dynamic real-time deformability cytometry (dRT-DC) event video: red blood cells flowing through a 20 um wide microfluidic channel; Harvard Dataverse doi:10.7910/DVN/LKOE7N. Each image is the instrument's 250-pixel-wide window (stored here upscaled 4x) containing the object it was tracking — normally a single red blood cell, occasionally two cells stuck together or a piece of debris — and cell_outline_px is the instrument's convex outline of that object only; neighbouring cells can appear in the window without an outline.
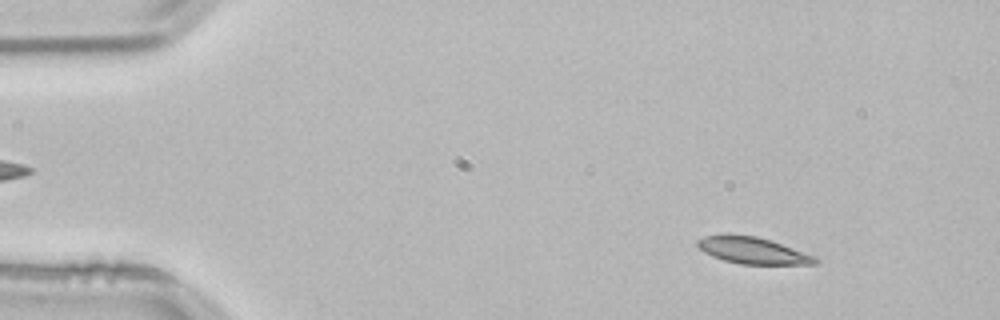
{"species": "common noctule bat (a hibernating species)", "species_latin": "Nyctalus noctula", "temperature_condition": "room temperature", "stored_images_in_passage": 53, "camera_frame_rate_fps": 3000, "um_per_image_px": 0.085, "animal": {"sex": "male", "body_mass_g": 21.5, "forearm_length_mm": 52.0}, "frame": {"image": 1, "passage_image": 6, "time_ms": 1.667, "image_size_px": [1000, 320], "cell_outline_px": [[820, 260], [816, 264], [740, 264], [724, 260], [712, 256], [704, 252], [696, 244], [696, 240], [704, 236], [728, 232], [756, 236], [816, 256]], "centroid_in_image_um": [63.92, 21.27], "position_along_channel_um": 21.1, "area_um2": 18.44}}
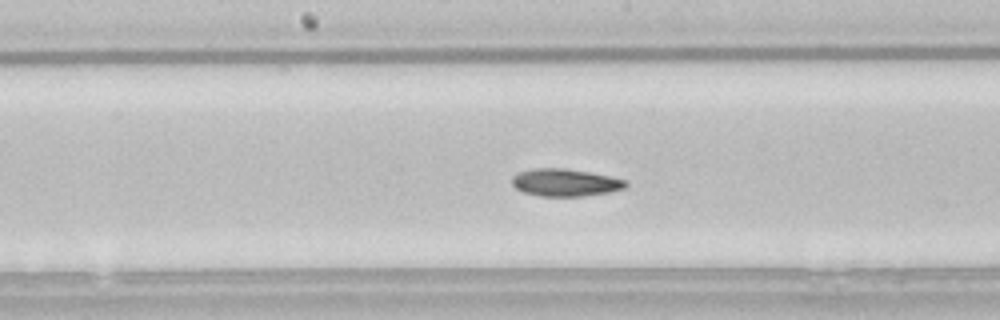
{"frame": {"image": 2, "passage_image": 27, "time_ms": 8.667, "image_size_px": [1000, 320], "cell_outline_px": [[628, 184], [624, 188], [608, 192], [580, 196], [540, 196], [524, 192], [516, 188], [512, 184], [512, 176], [516, 172], [532, 168], [564, 168], [588, 172], [628, 180]], "centroid_in_image_um": [48.0, 15.5], "position_along_channel_um": 200.2, "area_um2": 18.15}}
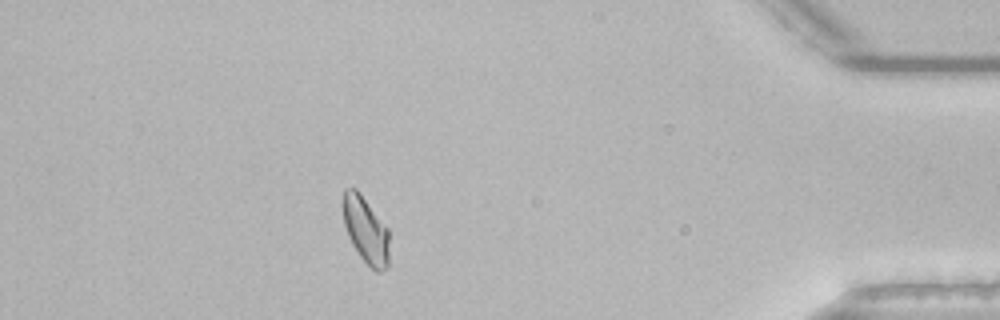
{"frame": {"image": 3, "passage_image": 47, "time_ms": 15.333, "image_size_px": [1000, 320], "cell_outline_px": [[388, 268], [380, 272], [376, 272], [360, 256], [352, 244], [348, 236], [344, 224], [340, 204], [340, 200], [344, 188], [356, 188], [360, 192], [388, 228]], "centroid_in_image_um": [31.04, 19.49], "position_along_channel_um": 404.2, "area_um2": 18.32}, "authors_computed_cell_mechanics": {"area_um2": 18.4382, "velocity_mm_per_s": 3.7876, "shape_relaxation_time_tau1_ms": 4.1378, "shape_relaxation_time_tau2_ms": null, "deformation_change_tau1": 0.1209, "deformation_change_tau2": null}}